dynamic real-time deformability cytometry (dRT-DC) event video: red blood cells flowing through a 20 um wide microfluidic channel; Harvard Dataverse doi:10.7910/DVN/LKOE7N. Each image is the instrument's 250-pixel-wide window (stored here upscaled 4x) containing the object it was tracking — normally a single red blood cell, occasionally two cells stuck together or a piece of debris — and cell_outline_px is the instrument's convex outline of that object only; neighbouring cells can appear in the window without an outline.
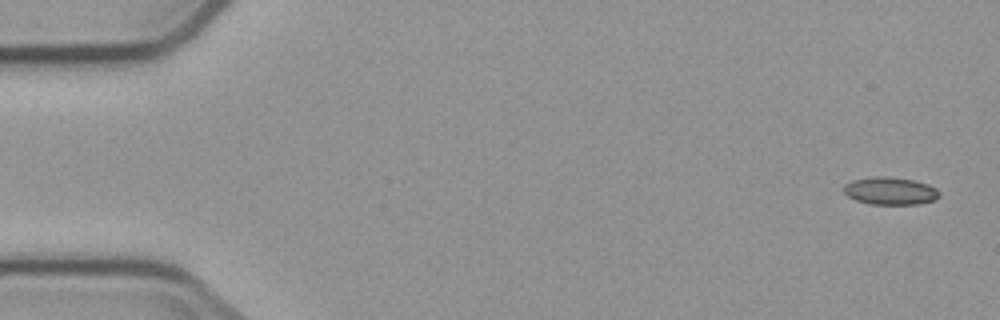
{"species": "common noctule bat (a hibernating species)", "species_latin": "Nyctalus noctula", "temperature_condition": "cold", "stored_images_in_passage": 3, "camera_frame_rate_fps": 3000, "um_per_image_px": 0.085, "animal": {"sex": "male", "body_mass_g": 23.1, "forearm_length_mm": 52.7}, "frame": {"image": 1, "passage_image": 1, "time_ms": 0.0, "image_size_px": [1000, 320], "cell_outline_px": [[940, 196], [936, 200], [916, 204], [868, 204], [856, 200], [848, 196], [844, 192], [844, 184], [852, 180], [872, 176], [884, 176], [912, 180], [928, 184], [936, 188], [940, 192]], "centroid_in_image_um": [75.67, 16.23], "position_along_channel_um": 9.3, "area_um2": 15.43}}